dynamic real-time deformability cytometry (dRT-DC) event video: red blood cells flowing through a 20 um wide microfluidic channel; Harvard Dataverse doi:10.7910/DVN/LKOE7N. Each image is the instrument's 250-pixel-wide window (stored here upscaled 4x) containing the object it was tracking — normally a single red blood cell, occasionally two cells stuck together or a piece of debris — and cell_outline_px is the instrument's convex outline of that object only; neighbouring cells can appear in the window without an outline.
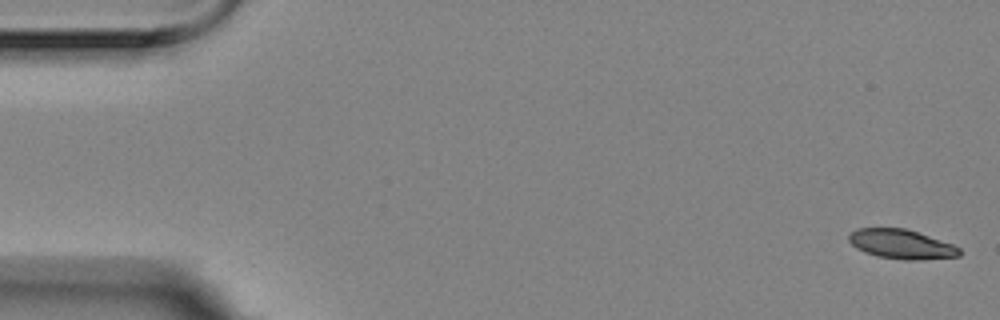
{"species": "Egyptian fruit bat (a non-hibernating species)", "species_latin": "Rousettus aegyptiacus", "temperature_condition": "room temperature", "stored_images_in_passage": 16, "segment_of_instrument_passage": [1, 2], "camera_frame_rate_fps": 3000, "um_per_image_px": 0.085, "animal": {"sex": "female"}, "frame": {"image": 1, "passage_image": 1, "time_ms": 0.0, "image_size_px": [1000, 320], "cell_outline_px": [[960, 256], [916, 260], [904, 260], [876, 256], [864, 252], [856, 248], [848, 240], [848, 236], [856, 228], [904, 228], [952, 244], [960, 248]], "centroid_in_image_um": [76.58, 20.76], "position_along_channel_um": 8.4, "area_um2": 18.79}}
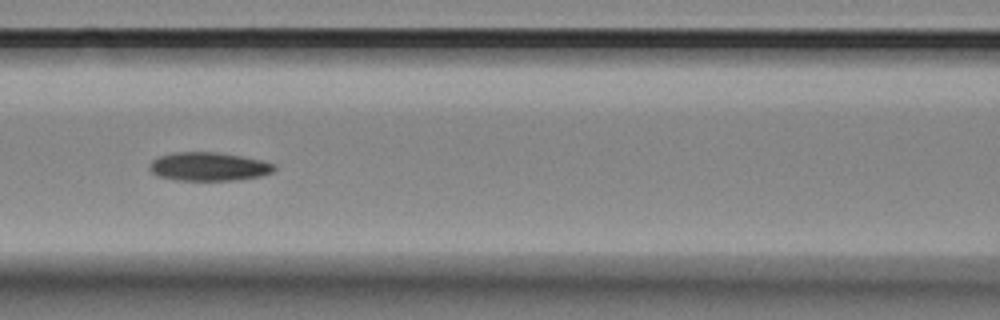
{"frame": {"image": 2, "passage_image": 7, "time_ms": 2.0, "image_size_px": [1000, 320], "cell_outline_px": [[276, 168], [272, 172], [260, 176], [236, 180], [176, 180], [156, 176], [148, 168], [148, 164], [152, 160], [160, 156], [172, 152], [216, 152], [240, 156], [260, 160], [276, 164]], "centroid_in_image_um": [17.7, 14.16], "position_along_channel_um": 148.9, "area_um2": 20.81}}
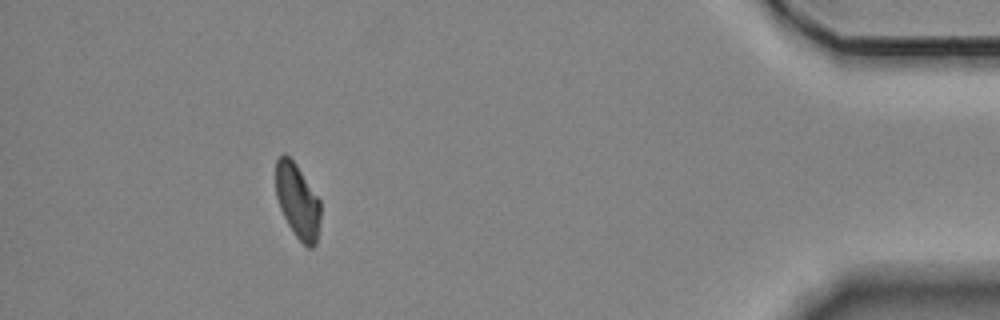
{"frame": {"image": 3, "passage_image": 14, "time_ms": 4.333, "image_size_px": [1000, 320], "cell_outline_px": [[320, 220], [316, 244], [312, 248], [308, 248], [296, 236], [288, 224], [280, 208], [276, 196], [276, 160], [284, 152], [296, 164], [320, 200]], "centroid_in_image_um": [25.29, 17.09], "position_along_channel_um": 409.9, "area_um2": 19.31}}